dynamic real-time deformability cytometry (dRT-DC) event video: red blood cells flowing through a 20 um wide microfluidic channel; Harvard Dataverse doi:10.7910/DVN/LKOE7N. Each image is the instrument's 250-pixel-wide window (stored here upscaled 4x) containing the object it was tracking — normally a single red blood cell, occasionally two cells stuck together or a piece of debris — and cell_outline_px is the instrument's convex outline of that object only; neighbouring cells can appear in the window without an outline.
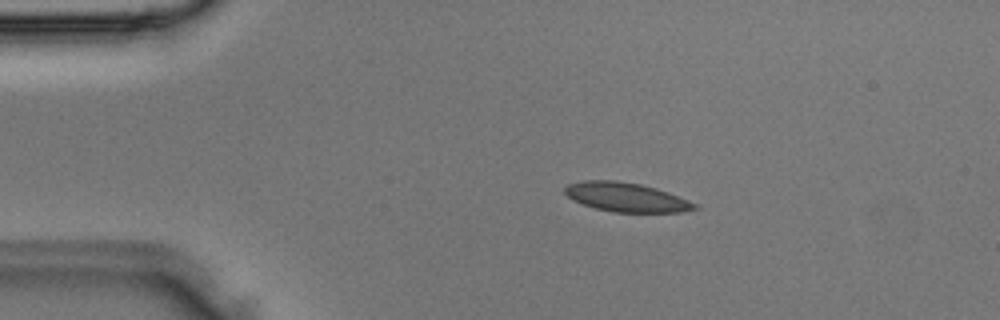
{"species": "Egyptian fruit bat (a non-hibernating species)", "species_latin": "Rousettus aegyptiacus", "temperature_condition": "room temperature", "stored_images_in_passage": 4, "camera_frame_rate_fps": 3000, "um_per_image_px": 0.085, "animal": {"sex": "male"}, "frame": {"image": 1, "passage_image": 2, "time_ms": 0.333, "image_size_px": [1000, 320], "cell_outline_px": [[700, 208], [680, 212], [612, 212], [596, 208], [584, 204], [568, 196], [564, 192], [564, 188], [568, 184], [584, 180], [616, 180], [640, 184], [656, 188], [668, 192], [688, 200], [696, 204]], "centroid_in_image_um": [53.24, 16.75], "position_along_channel_um": 31.8, "area_um2": 21.85}}